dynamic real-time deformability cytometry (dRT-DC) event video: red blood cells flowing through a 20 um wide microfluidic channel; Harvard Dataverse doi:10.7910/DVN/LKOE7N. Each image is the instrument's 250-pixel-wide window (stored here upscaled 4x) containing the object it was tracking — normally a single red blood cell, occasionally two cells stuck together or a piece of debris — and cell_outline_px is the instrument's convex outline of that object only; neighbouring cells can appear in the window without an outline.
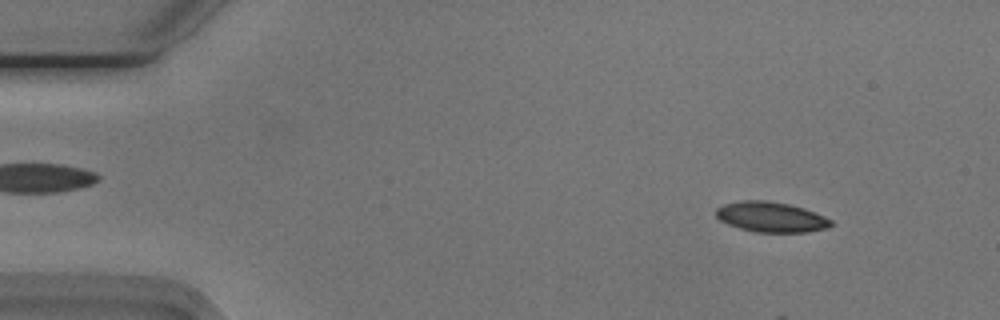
{"species": "Egyptian fruit bat (a non-hibernating species)", "species_latin": "Rousettus aegyptiacus", "temperature_condition": "cold", "stored_images_in_passage": 11, "camera_frame_rate_fps": 3000, "um_per_image_px": 0.085, "animal": {"sex": "male"}, "frame": {"image": 1, "passage_image": 5, "time_ms": 1.333, "image_size_px": [1000, 320], "cell_outline_px": [[832, 224], [824, 228], [808, 232], [756, 232], [740, 228], [728, 224], [720, 220], [716, 216], [716, 208], [724, 204], [744, 200], [764, 200], [788, 204], [804, 208], [824, 216], [832, 220]], "centroid_in_image_um": [65.52, 18.44], "position_along_channel_um": 19.5, "area_um2": 20.06}}